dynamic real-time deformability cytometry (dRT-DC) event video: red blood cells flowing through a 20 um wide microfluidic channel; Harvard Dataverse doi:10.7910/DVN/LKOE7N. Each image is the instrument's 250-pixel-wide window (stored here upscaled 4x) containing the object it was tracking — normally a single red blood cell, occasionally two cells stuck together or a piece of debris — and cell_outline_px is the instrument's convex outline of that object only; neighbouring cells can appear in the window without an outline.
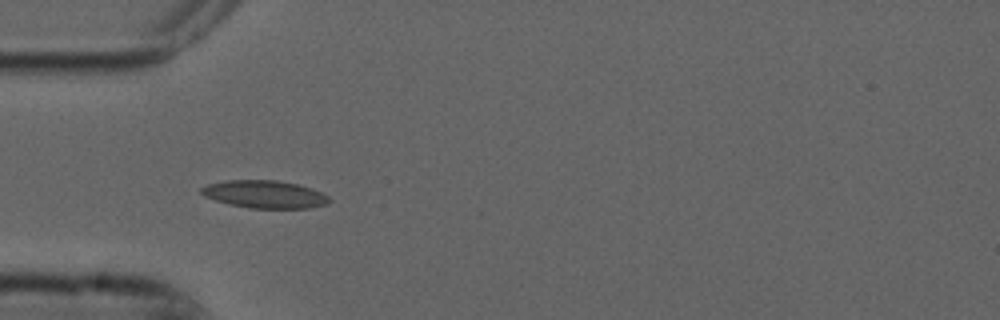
{"species": "common noctule bat (a hibernating species)", "species_latin": "Nyctalus noctula", "temperature_condition": "cold", "stored_images_in_passage": 5, "camera_frame_rate_fps": 3000, "um_per_image_px": 0.085, "animal": {"sex": "male", "forearm_length_mm": 52.5}, "frame": {"image": 1, "passage_image": 5, "time_ms": 1.333, "image_size_px": [1000, 320], "cell_outline_px": [[332, 200], [328, 204], [308, 208], [248, 208], [216, 200], [204, 196], [200, 192], [200, 188], [208, 184], [224, 180], [276, 180], [296, 184], [312, 188], [328, 196]], "centroid_in_image_um": [22.51, 16.51], "position_along_channel_um": 62.5, "area_um2": 20.58}}